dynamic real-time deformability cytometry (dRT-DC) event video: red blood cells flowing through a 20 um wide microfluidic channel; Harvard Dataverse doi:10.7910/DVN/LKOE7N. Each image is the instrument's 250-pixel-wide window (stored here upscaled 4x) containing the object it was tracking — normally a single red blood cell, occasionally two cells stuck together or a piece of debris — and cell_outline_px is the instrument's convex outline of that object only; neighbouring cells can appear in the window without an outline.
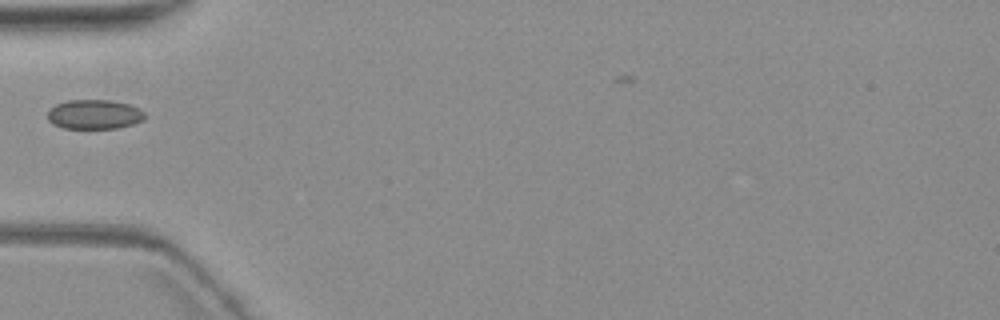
{"species": "common noctule bat (a hibernating species)", "species_latin": "Nyctalus noctula", "temperature_condition": "warm", "stored_images_in_passage": 5, "camera_frame_rate_fps": 3000, "um_per_image_px": 0.085, "animal": {"sex": "female", "body_mass_g": 19.3, "forearm_length_mm": 54.1}, "frame": {"image": 1, "passage_image": 3, "time_ms": 2.333, "image_size_px": [1000, 320], "cell_outline_px": [[144, 116], [140, 120], [132, 124], [116, 128], [64, 128], [52, 124], [48, 120], [48, 108], [56, 104], [68, 100], [112, 100], [128, 104], [140, 108], [144, 112]], "centroid_in_image_um": [7.97, 9.71], "position_along_channel_um": 77.0, "area_um2": 16.65}}
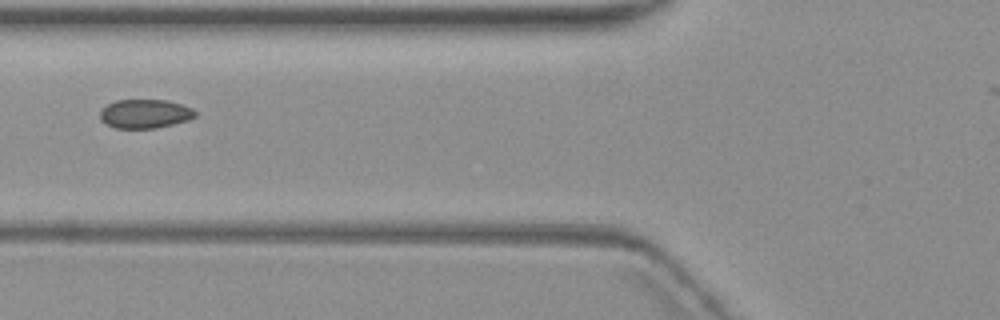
{"frame": {"image": 2, "passage_image": 4, "time_ms": 3.333, "image_size_px": [1000, 320], "cell_outline_px": [[196, 116], [188, 120], [156, 128], [116, 128], [100, 120], [100, 112], [108, 104], [116, 100], [168, 100], [192, 108], [196, 112]], "centroid_in_image_um": [12.33, 9.67], "position_along_channel_um": 113.5, "area_um2": 15.9}}
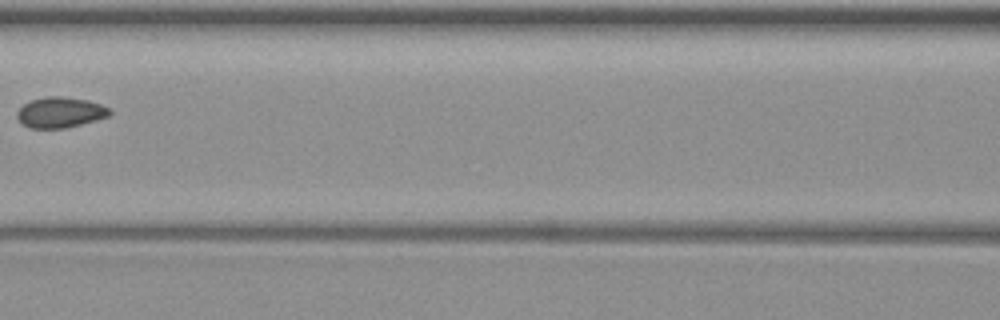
{"frame": {"image": 3, "passage_image": 5, "time_ms": 4.667, "image_size_px": [1000, 320], "cell_outline_px": [[112, 112], [108, 116], [96, 120], [64, 128], [32, 128], [24, 124], [16, 116], [16, 112], [24, 104], [32, 100], [48, 96], [64, 96], [88, 100], [100, 104], [108, 108]], "centroid_in_image_um": [5.12, 9.54], "position_along_channel_um": 161.5, "area_um2": 16.3}}